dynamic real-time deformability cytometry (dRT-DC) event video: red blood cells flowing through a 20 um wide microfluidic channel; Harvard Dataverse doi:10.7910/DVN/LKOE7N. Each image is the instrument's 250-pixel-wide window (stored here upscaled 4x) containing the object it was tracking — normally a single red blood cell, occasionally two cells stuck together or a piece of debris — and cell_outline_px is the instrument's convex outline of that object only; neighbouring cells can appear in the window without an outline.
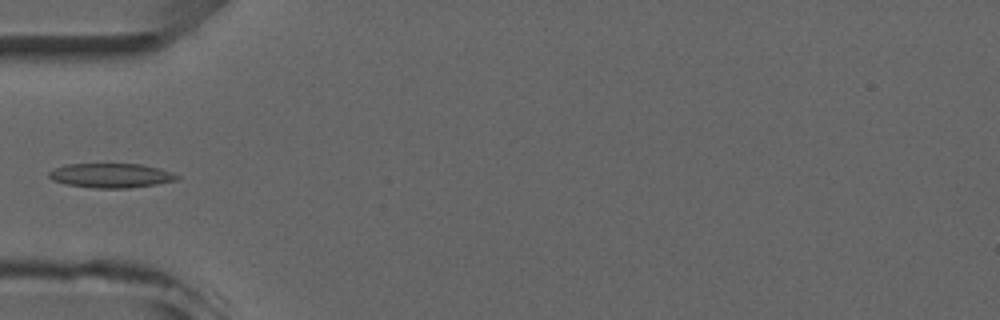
{"species": "common noctule bat (a hibernating species)", "species_latin": "Nyctalus noctula", "temperature_condition": "room temperature", "stored_images_in_passage": 5, "camera_frame_rate_fps": 3000, "um_per_image_px": 0.085, "animal": {"sex": "male", "forearm_length_mm": 52.5}, "frame": {"image": 1, "passage_image": 4, "time_ms": 3.667, "image_size_px": [1000, 320], "cell_outline_px": [[180, 176], [176, 180], [156, 184], [128, 188], [96, 188], [64, 184], [52, 180], [48, 176], [48, 172], [64, 164], [140, 164], [160, 168]], "centroid_in_image_um": [9.4, 14.92], "position_along_channel_um": 75.6, "area_um2": 18.15}}
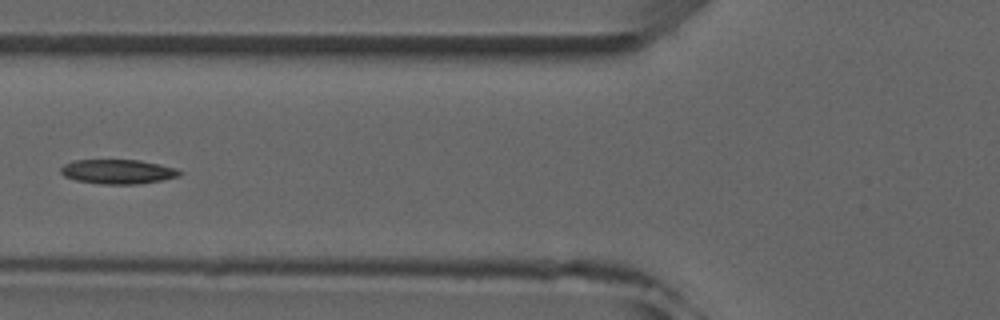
{"frame": {"image": 2, "passage_image": 5, "time_ms": 4.667, "image_size_px": [1000, 320], "cell_outline_px": [[184, 172], [180, 176], [160, 180], [136, 184], [100, 184], [76, 180], [64, 176], [60, 172], [60, 168], [64, 164], [76, 160], [140, 160], [176, 168]], "centroid_in_image_um": [10.02, 14.59], "position_along_channel_um": 115.8, "area_um2": 16.88}}